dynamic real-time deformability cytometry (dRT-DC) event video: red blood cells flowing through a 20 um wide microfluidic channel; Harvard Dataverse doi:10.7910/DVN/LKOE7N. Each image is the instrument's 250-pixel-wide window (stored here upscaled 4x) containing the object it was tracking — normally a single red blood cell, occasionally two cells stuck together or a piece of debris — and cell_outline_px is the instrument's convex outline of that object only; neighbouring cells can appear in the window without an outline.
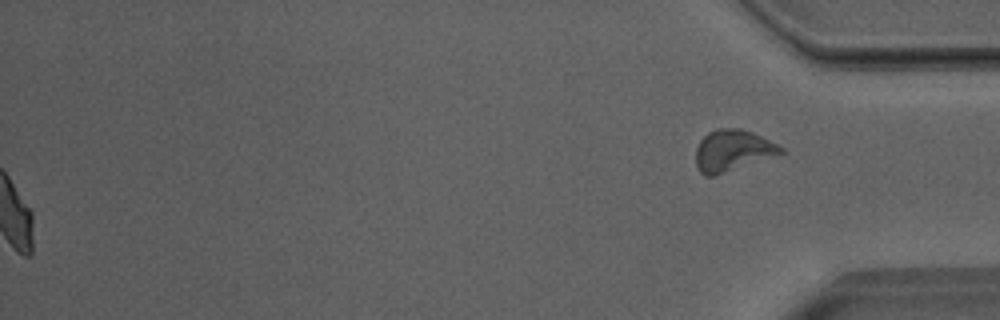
{"species": "Egyptian fruit bat (a non-hibernating species)", "species_latin": "Rousettus aegyptiacus", "temperature_condition": "room temperature", "stored_images_in_passage": 53, "segment_of_instrument_passage": [2, 2], "camera_frame_rate_fps": 3000, "um_per_image_px": 0.085, "animal": {"sex": "male"}, "frame": {"image": 1, "passage_image": 53, "time_ms": 17.333, "image_size_px": [1000, 320], "cell_outline_px": [[784, 152], [712, 176], [704, 176], [696, 168], [696, 148], [700, 140], [708, 132], [716, 128], [740, 128], [752, 132], [784, 148]], "centroid_in_image_um": [62.2, 12.77], "position_along_channel_um": 373.0, "area_um2": 20.06}}